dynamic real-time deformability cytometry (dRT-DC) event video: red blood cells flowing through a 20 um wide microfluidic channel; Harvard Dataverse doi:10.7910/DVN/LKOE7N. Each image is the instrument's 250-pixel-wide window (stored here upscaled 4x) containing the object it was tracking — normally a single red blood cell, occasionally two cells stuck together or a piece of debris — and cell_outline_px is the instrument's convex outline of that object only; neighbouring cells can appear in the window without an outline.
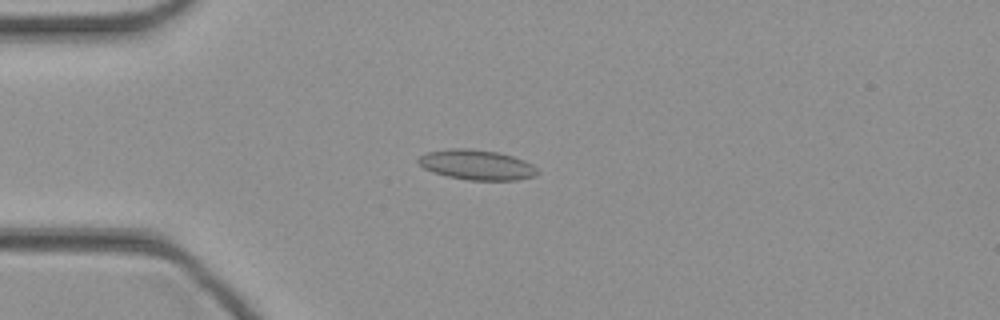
{"species": "common noctule bat (a hibernating species)", "species_latin": "Nyctalus noctula", "temperature_condition": "cold", "stored_images_in_passage": 46, "camera_frame_rate_fps": 3000, "um_per_image_px": 0.085, "animal": {"sex": "female", "body_mass_g": 21.9}, "frame": {"image": 1, "passage_image": 12, "time_ms": 3.667, "image_size_px": [1000, 320], "cell_outline_px": [[540, 172], [536, 176], [516, 180], [468, 180], [448, 176], [432, 172], [424, 168], [416, 160], [420, 156], [428, 152], [448, 148], [468, 148], [500, 152], [524, 160], [532, 164]], "centroid_in_image_um": [40.54, 14.0], "position_along_channel_um": 44.5, "area_um2": 20.98}}
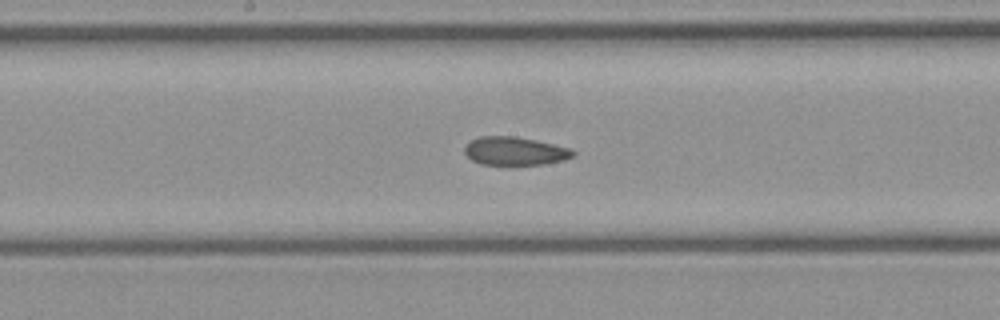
{"frame": {"image": 2, "passage_image": 24, "time_ms": 7.667, "image_size_px": [1000, 320], "cell_outline_px": [[576, 152], [572, 156], [564, 160], [544, 164], [480, 164], [472, 160], [464, 152], [464, 148], [472, 140], [480, 136], [516, 136], [536, 140], [572, 148]], "centroid_in_image_um": [43.79, 12.83], "position_along_channel_um": 204.4, "area_um2": 17.8}}
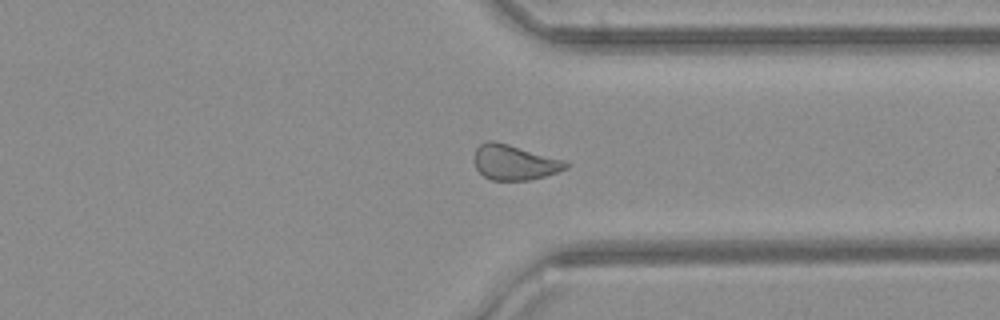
{"frame": {"image": 3, "passage_image": 35, "time_ms": 11.333, "image_size_px": [1000, 320], "cell_outline_px": [[572, 164], [568, 168], [544, 176], [528, 180], [492, 180], [484, 176], [476, 168], [476, 148], [480, 144], [488, 140], [496, 140], [568, 160]], "centroid_in_image_um": [43.8, 13.78], "position_along_channel_um": 367.6, "area_um2": 19.02}}